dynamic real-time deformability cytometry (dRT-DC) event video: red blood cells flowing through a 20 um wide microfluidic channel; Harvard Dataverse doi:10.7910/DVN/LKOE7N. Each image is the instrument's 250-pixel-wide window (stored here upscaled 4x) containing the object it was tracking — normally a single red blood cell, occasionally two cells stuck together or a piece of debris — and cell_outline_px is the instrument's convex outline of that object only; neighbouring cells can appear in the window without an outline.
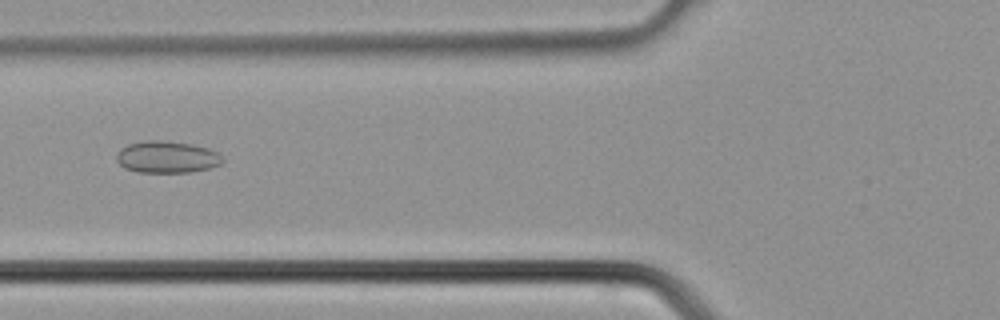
{"species": "common noctule bat (a hibernating species)", "species_latin": "Nyctalus noctula", "temperature_condition": "cold", "stored_images_in_passage": 33, "camera_frame_rate_fps": 3000, "um_per_image_px": 0.085, "animal": {"sex": "male", "body_mass_g": 21.5, "forearm_length_mm": 52.0}, "frame": {"image": 1, "passage_image": 10, "time_ms": 3.0, "image_size_px": [1000, 320], "cell_outline_px": [[224, 160], [220, 164], [208, 168], [188, 172], [136, 172], [124, 168], [116, 160], [116, 156], [120, 148], [128, 144], [144, 140], [160, 140], [192, 144], [208, 148], [220, 152], [224, 156]], "centroid_in_image_um": [14.19, 13.34], "position_along_channel_um": 111.6, "area_um2": 19.88}}
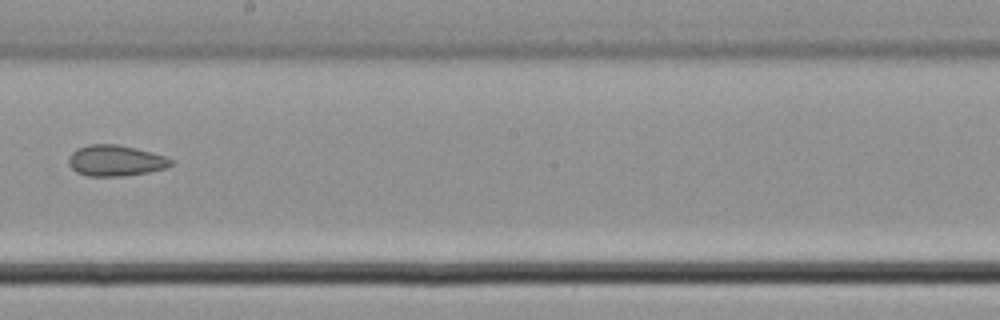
{"frame": {"image": 2, "passage_image": 17, "time_ms": 5.333, "image_size_px": [1000, 320], "cell_outline_px": [[172, 164], [168, 168], [148, 172], [124, 176], [88, 176], [76, 172], [68, 164], [68, 156], [76, 148], [88, 144], [116, 144], [136, 148], [152, 152], [164, 156], [172, 160]], "centroid_in_image_um": [9.79, 13.65], "position_along_channel_um": 238.4, "area_um2": 18.61}}
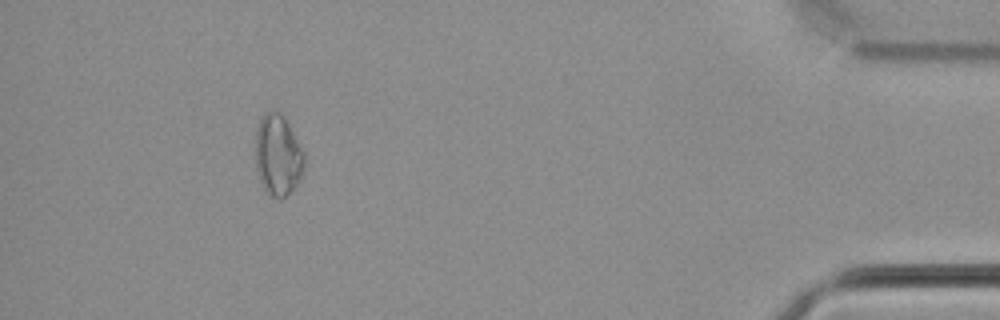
{"frame": {"image": 3, "passage_image": 30, "time_ms": 9.667, "image_size_px": [1000, 320], "cell_outline_px": [[304, 168], [296, 188], [280, 200], [264, 192], [256, 168], [252, 152], [252, 148], [256, 128], [260, 116], [264, 112], [280, 112], [284, 116], [304, 152]], "centroid_in_image_um": [23.56, 13.2], "position_along_channel_um": 411.6, "area_um2": 23.99}}